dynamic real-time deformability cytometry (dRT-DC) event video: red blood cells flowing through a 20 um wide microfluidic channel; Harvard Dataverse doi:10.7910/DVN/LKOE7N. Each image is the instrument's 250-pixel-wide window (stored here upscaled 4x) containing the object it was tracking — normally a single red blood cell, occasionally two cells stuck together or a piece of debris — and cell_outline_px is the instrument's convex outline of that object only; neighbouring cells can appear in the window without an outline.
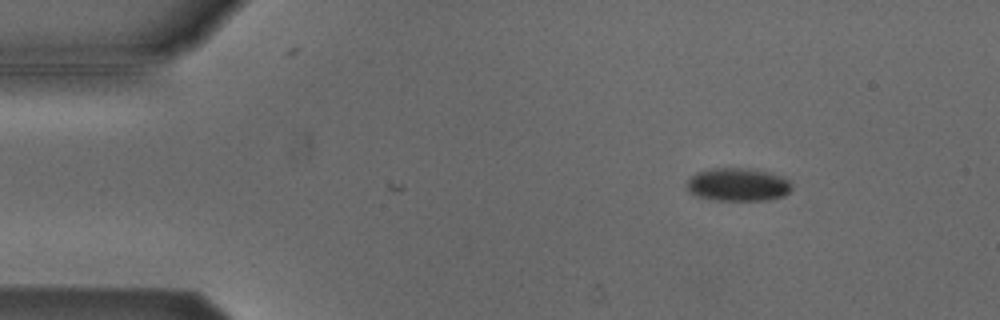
{"species": "Egyptian fruit bat (a non-hibernating species)", "species_latin": "Rousettus aegyptiacus", "temperature_condition": "cold", "stored_images_in_passage": 3, "camera_frame_rate_fps": 3000, "um_per_image_px": 0.085, "animal": {"sex": "male"}, "frame": {"image": 1, "passage_image": 1, "time_ms": 0.0, "image_size_px": [1000, 320], "cell_outline_px": [[792, 188], [784, 196], [768, 200], [716, 200], [696, 196], [688, 188], [688, 180], [696, 172], [712, 168], [748, 168], [768, 172], [780, 176], [788, 180], [792, 184]], "centroid_in_image_um": [62.74, 15.69], "position_along_channel_um": 22.3, "area_um2": 20.11}}